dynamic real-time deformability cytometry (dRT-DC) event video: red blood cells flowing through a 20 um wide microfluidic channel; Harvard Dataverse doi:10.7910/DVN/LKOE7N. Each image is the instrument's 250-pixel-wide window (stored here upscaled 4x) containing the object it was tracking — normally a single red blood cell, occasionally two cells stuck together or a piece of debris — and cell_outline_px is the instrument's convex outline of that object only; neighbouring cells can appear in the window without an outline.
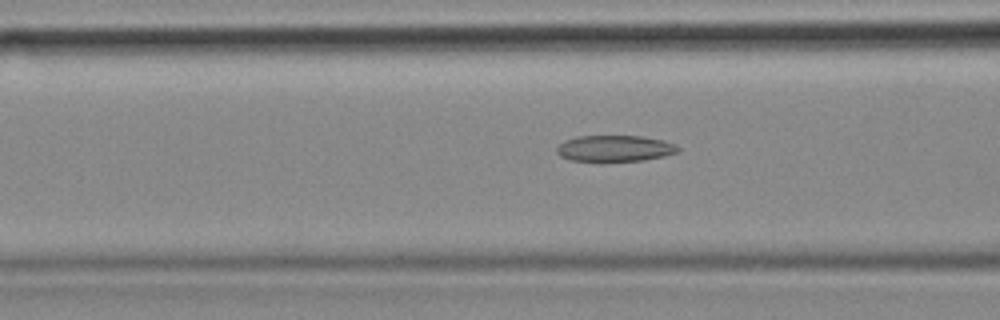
{"species": "common noctule bat (a hibernating species)", "species_latin": "Nyctalus noctula", "temperature_condition": "cold", "stored_images_in_passage": 48, "camera_frame_rate_fps": 3000, "um_per_image_px": 0.085, "animal": {"sex": "female", "body_mass_g": 18.4}, "frame": {"image": 1, "passage_image": 15, "time_ms": 4.667, "image_size_px": [1000, 320], "cell_outline_px": [[680, 152], [664, 156], [644, 160], [600, 164], [568, 160], [560, 156], [556, 152], [556, 148], [564, 140], [576, 136], [640, 136], [664, 140], [676, 144], [680, 148]], "centroid_in_image_um": [52.22, 12.66], "position_along_channel_um": 114.4, "area_um2": 19.54}}
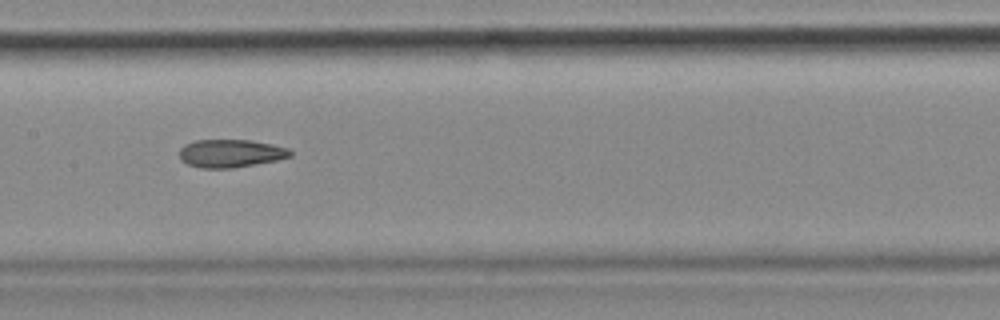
{"frame": {"image": 2, "passage_image": 21, "time_ms": 6.667, "image_size_px": [1000, 320], "cell_outline_px": [[292, 156], [276, 160], [256, 164], [232, 168], [200, 168], [188, 164], [180, 160], [180, 148], [184, 144], [196, 140], [252, 140], [272, 144], [288, 148], [292, 152]], "centroid_in_image_um": [19.6, 13.03], "position_along_channel_um": 187.8, "area_um2": 18.15}}
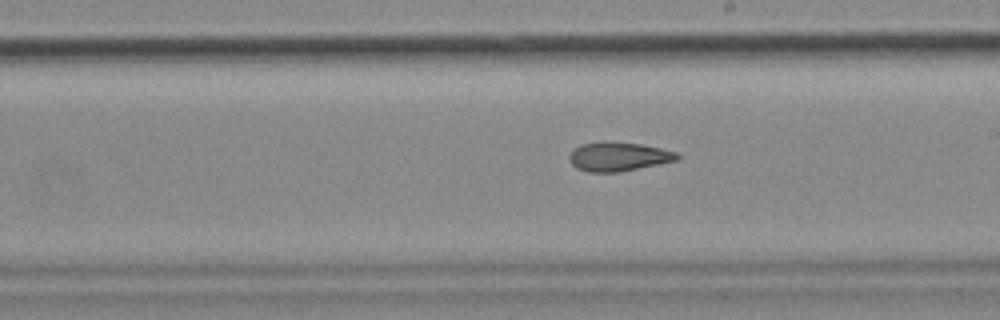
{"frame": {"image": 3, "passage_image": 25, "time_ms": 8.0, "image_size_px": [1000, 320], "cell_outline_px": [[680, 160], [620, 172], [588, 172], [576, 168], [568, 160], [568, 156], [580, 144], [604, 140], [608, 140], [640, 144], [660, 148], [676, 152], [680, 156]], "centroid_in_image_um": [52.56, 13.3], "position_along_channel_um": 236.4, "area_um2": 18.55}}